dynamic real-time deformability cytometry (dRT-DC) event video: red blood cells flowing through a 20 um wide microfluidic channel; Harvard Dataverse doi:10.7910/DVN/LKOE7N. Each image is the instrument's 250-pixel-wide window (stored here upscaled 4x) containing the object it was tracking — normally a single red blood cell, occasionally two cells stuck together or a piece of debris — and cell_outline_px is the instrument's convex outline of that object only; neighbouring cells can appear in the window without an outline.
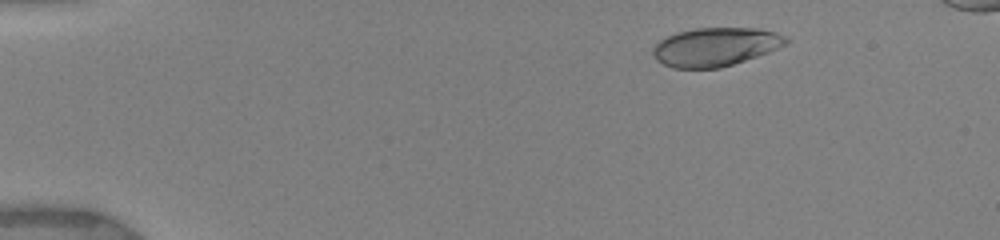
{"species": "human", "species_latin": "Homo sapiens", "temperature_condition": "warm", "stored_images_in_passage": 27, "camera_frame_rate_fps": 3000, "um_per_image_px": 0.085, "donor": {"sex": "female"}, "frame": {"image": 1, "passage_image": 7, "time_ms": 2.333, "image_size_px": [1000, 240], "cell_outline_px": [[792, 40], [768, 52], [720, 68], [672, 68], [656, 60], [652, 52], [652, 48], [660, 40], [676, 32], [696, 28], [760, 28], [776, 32]], "centroid_in_image_um": [60.79, 3.97], "position_along_channel_um": 24.2, "area_um2": 29.77}}
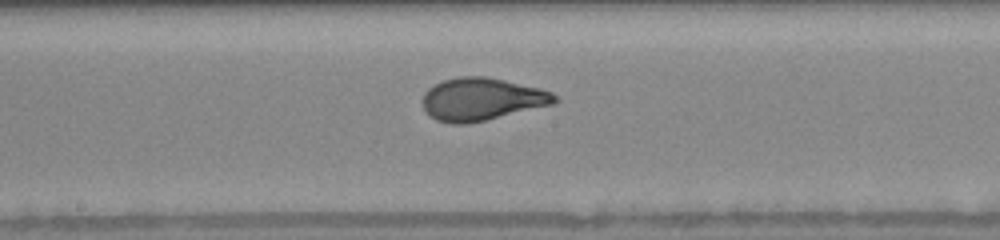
{"frame": {"image": 2, "passage_image": 26, "time_ms": 9.333, "image_size_px": [1000, 240], "cell_outline_px": [[560, 100], [552, 104], [468, 124], [452, 124], [436, 120], [424, 108], [424, 92], [428, 88], [444, 80], [460, 76], [484, 76], [504, 80], [540, 88], [552, 92]], "centroid_in_image_um": [40.95, 8.43], "position_along_channel_um": 207.2, "area_um2": 32.43}}